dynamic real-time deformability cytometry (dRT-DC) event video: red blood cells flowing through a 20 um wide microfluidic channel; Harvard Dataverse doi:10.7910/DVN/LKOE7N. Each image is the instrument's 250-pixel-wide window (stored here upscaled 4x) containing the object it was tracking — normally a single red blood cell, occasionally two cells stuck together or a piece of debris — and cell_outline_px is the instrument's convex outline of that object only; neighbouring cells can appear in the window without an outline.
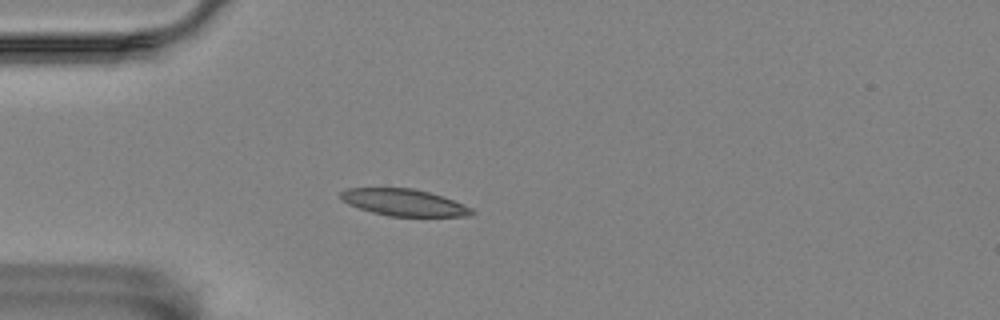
{"species": "Egyptian fruit bat (a non-hibernating species)", "species_latin": "Rousettus aegyptiacus", "temperature_condition": "room temperature", "stored_images_in_passage": 4, "camera_frame_rate_fps": 3000, "um_per_image_px": 0.085, "animal": {"sex": "female"}, "frame": {"image": 1, "passage_image": 3, "time_ms": 3.333, "image_size_px": [1000, 320], "cell_outline_px": [[476, 212], [472, 216], [388, 216], [372, 212], [348, 204], [340, 200], [340, 192], [344, 188], [412, 188], [428, 192], [464, 204], [472, 208]], "centroid_in_image_um": [34.32, 17.21], "position_along_channel_um": 50.7, "area_um2": 20.46}}